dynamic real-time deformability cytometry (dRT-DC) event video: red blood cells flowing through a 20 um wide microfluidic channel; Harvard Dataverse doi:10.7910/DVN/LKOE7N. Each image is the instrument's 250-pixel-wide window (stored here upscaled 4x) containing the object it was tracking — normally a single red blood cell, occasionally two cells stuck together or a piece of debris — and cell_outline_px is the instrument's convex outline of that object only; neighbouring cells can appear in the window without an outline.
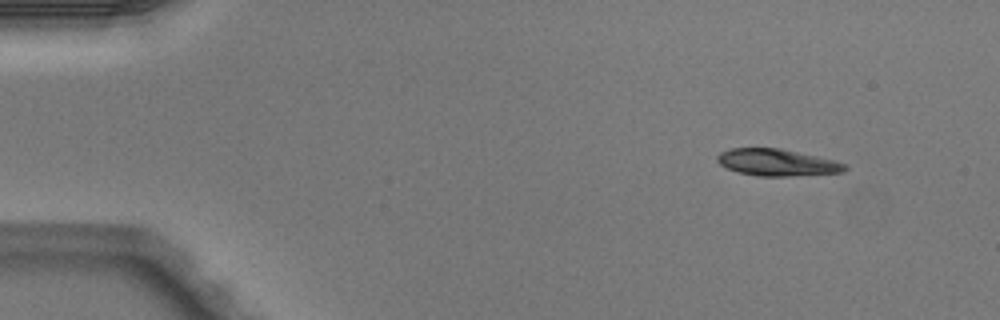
{"species": "Egyptian fruit bat (a non-hibernating species)", "species_latin": "Rousettus aegyptiacus", "temperature_condition": "warm", "stored_images_in_passage": 46, "camera_frame_rate_fps": 3000, "um_per_image_px": 0.085, "animal": {"sex": "male"}, "frame": {"image": 1, "passage_image": 1, "time_ms": 0.0, "image_size_px": [1000, 320], "cell_outline_px": [[848, 168], [844, 172], [792, 176], [756, 176], [736, 172], [720, 164], [716, 160], [716, 156], [720, 152], [732, 148], [780, 148], [836, 160], [848, 164]], "centroid_in_image_um": [66.07, 13.81], "position_along_channel_um": 18.9, "area_um2": 20.17}}
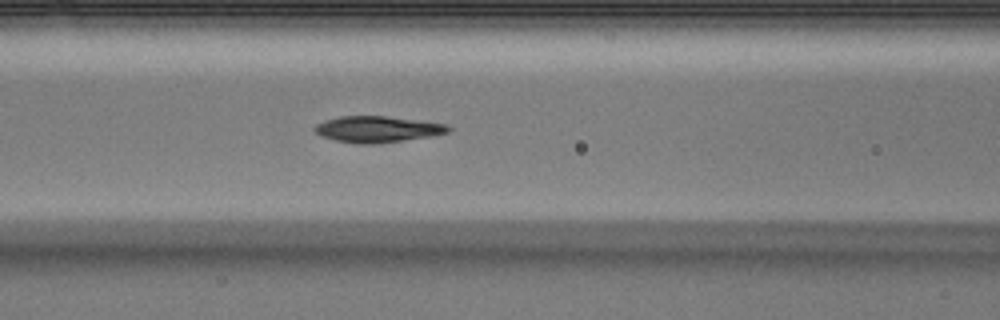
{"frame": {"image": 2, "passage_image": 17, "time_ms": 5.333, "image_size_px": [1000, 320], "cell_outline_px": [[452, 128], [448, 132], [428, 136], [404, 140], [376, 144], [356, 144], [336, 140], [320, 136], [312, 128], [316, 124], [324, 120], [340, 116], [384, 116], [448, 124]], "centroid_in_image_um": [32.03, 10.98], "position_along_channel_um": 134.6, "area_um2": 20.35}}
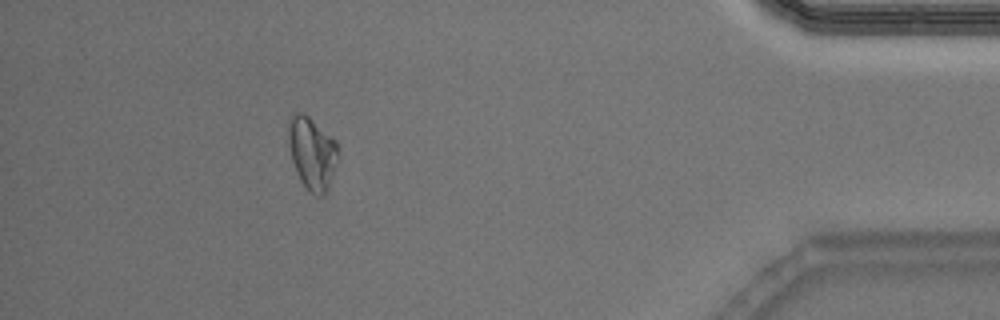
{"frame": {"image": 3, "passage_image": 41, "time_ms": 13.333, "image_size_px": [1000, 320], "cell_outline_px": [[336, 160], [328, 188], [324, 196], [316, 196], [300, 180], [296, 172], [292, 160], [288, 144], [288, 120], [292, 112], [300, 112], [308, 116], [332, 136], [336, 140]], "centroid_in_image_um": [26.48, 12.97], "position_along_channel_um": 408.7, "area_um2": 20.69}, "authors_computed_cell_mechanics": {"area_um2": 20.2878, "velocity_mm_per_s": 4.0373, "shape_relaxation_time_tau1_ms": 9.3258, "shape_relaxation_time_tau2_ms": 6.5288, "deformation_change_tau1": 0.2097, "deformation_change_tau2": 0.1198}}